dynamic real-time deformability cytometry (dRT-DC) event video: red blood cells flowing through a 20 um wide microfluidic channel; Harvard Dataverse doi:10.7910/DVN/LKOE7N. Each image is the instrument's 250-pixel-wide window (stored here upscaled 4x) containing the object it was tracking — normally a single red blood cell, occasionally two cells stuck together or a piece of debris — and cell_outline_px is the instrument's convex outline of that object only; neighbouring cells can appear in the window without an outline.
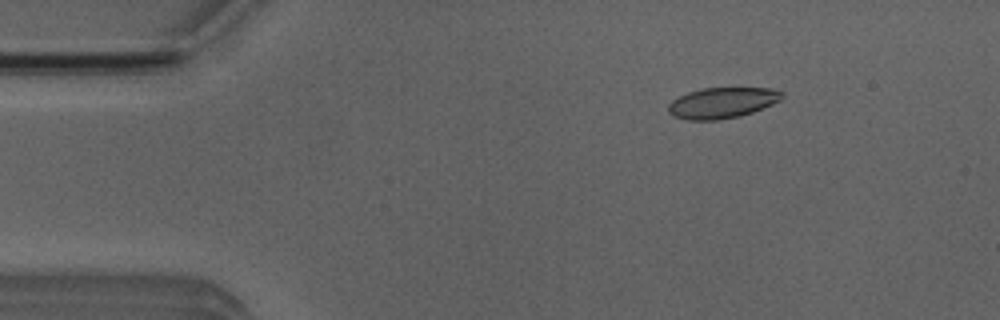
{"species": "Egyptian fruit bat (a non-hibernating species)", "species_latin": "Rousettus aegyptiacus", "temperature_condition": "room temperature", "stored_images_in_passage": 53, "camera_frame_rate_fps": 3000, "um_per_image_px": 0.085, "animal": {"sex": "male"}, "frame": {"image": 1, "passage_image": 8, "time_ms": 2.333, "image_size_px": [1000, 320], "cell_outline_px": [[784, 96], [780, 100], [772, 104], [752, 112], [740, 116], [716, 120], [688, 120], [672, 116], [668, 112], [668, 104], [672, 100], [688, 92], [704, 88], [772, 88], [784, 92]], "centroid_in_image_um": [61.38, 8.74], "position_along_channel_um": 23.6, "area_um2": 20.4}}
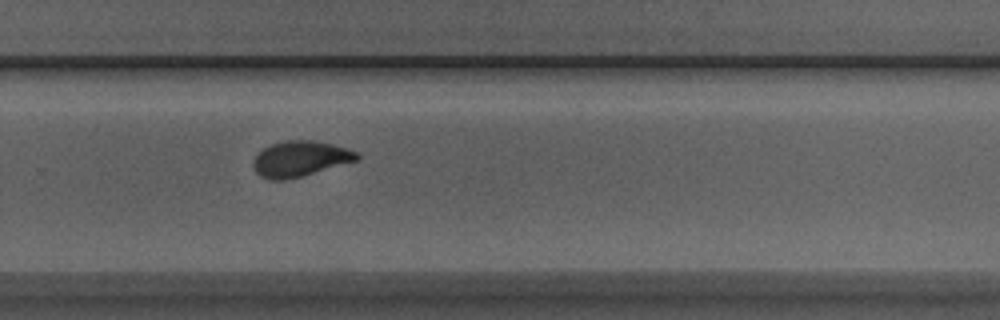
{"frame": {"image": 2, "passage_image": 35, "time_ms": 11.333, "image_size_px": [1000, 320], "cell_outline_px": [[360, 160], [300, 176], [284, 180], [268, 180], [260, 176], [256, 172], [252, 164], [252, 160], [264, 148], [272, 144], [284, 140], [312, 140], [332, 144], [356, 152], [360, 156]], "centroid_in_image_um": [25.49, 13.5], "position_along_channel_um": 304.3, "area_um2": 21.33}}
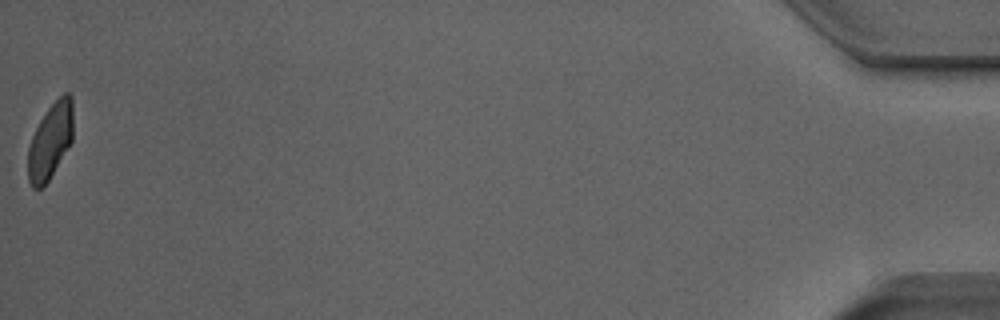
{"frame": {"image": 3, "passage_image": 53, "time_ms": 17.333, "image_size_px": [1000, 320], "cell_outline_px": [[72, 140], [48, 180], [40, 188], [32, 188], [28, 180], [28, 148], [32, 136], [40, 120], [48, 108], [64, 92], [68, 92], [72, 96]], "centroid_in_image_um": [4.27, 11.96], "position_along_channel_um": 430.9, "area_um2": 19.54}, "authors_computed_cell_mechanics": {"area_um2": 21.0392, "velocity_mm_per_s": 3.8843, "shape_relaxation_time_tau1_ms": 4.8508, "shape_relaxation_time_tau2_ms": 1.6088, "deformation_change_tau1": 0.1653, "deformation_change_tau2": 0.0519}}